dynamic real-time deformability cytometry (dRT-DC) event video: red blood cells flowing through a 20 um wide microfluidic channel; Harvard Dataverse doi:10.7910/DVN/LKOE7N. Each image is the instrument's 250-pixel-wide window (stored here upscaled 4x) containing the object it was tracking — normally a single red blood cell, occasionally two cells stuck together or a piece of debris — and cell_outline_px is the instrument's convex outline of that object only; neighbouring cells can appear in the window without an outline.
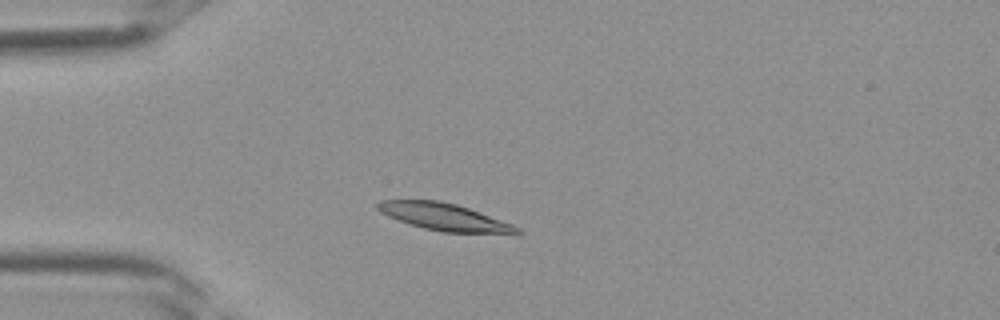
{"species": "Egyptian fruit bat (a non-hibernating species)", "species_latin": "Rousettus aegyptiacus", "temperature_condition": "room temperature", "stored_images_in_passage": 35, "camera_frame_rate_fps": 3000, "um_per_image_px": 0.085, "frame": {"image": 1, "passage_image": 7, "time_ms": 2.0, "image_size_px": [1000, 320], "cell_outline_px": [[524, 232], [444, 232], [424, 228], [408, 224], [388, 216], [380, 212], [376, 208], [376, 204], [380, 200], [440, 200], [456, 204], [468, 208], [512, 224], [520, 228]], "centroid_in_image_um": [37.66, 18.41], "position_along_channel_um": 47.3, "area_um2": 21.56}}
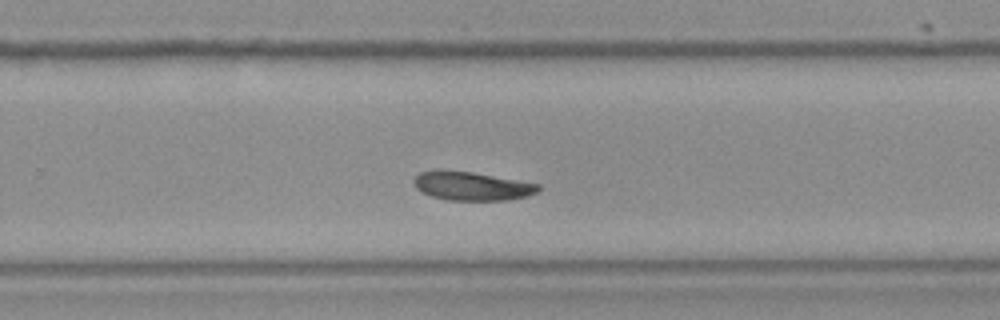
{"frame": {"image": 2, "passage_image": 22, "time_ms": 7.0, "image_size_px": [1000, 320], "cell_outline_px": [[540, 188], [536, 192], [528, 196], [508, 200], [448, 200], [432, 196], [416, 188], [412, 180], [420, 172], [436, 168], [444, 168], [472, 172], [540, 184]], "centroid_in_image_um": [40.06, 15.79], "position_along_channel_um": 289.7, "area_um2": 21.04}}
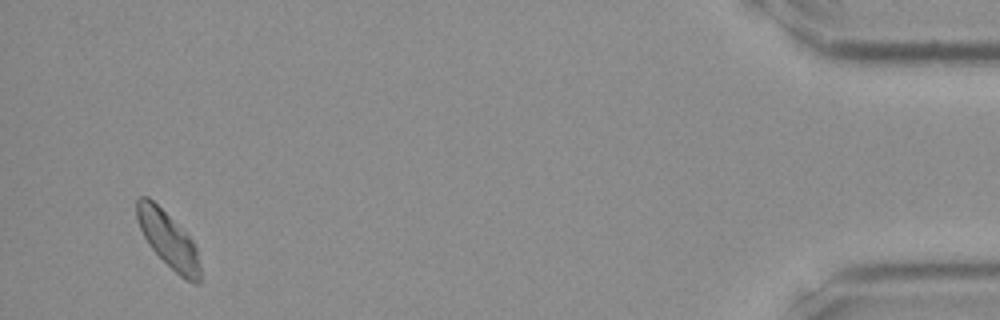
{"frame": {"image": 3, "passage_image": 34, "time_ms": 11.0, "image_size_px": [1000, 320], "cell_outline_px": [[200, 284], [196, 284], [184, 280], [148, 244], [140, 228], [136, 216], [136, 200], [140, 196], [148, 196], [192, 240], [196, 248], [200, 268]], "centroid_in_image_um": [14.3, 20.39], "position_along_channel_um": 420.9, "area_um2": 20.0}}